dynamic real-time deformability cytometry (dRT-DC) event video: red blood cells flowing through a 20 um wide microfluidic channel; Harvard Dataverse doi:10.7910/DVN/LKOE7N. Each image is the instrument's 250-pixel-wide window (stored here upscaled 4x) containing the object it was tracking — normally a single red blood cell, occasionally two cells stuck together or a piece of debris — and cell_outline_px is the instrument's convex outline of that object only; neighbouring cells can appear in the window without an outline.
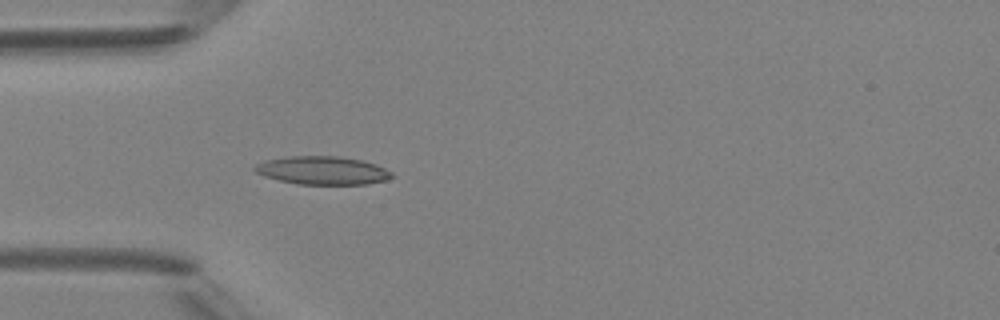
{"species": "Egyptian fruit bat (a non-hibernating species)", "species_latin": "Rousettus aegyptiacus", "temperature_condition": "room temperature", "stored_images_in_passage": 5, "camera_frame_rate_fps": 3000, "um_per_image_px": 0.085, "animal": {"sex": "female"}, "frame": {"image": 1, "passage_image": 5, "time_ms": 4.667, "image_size_px": [1000, 320], "cell_outline_px": [[396, 176], [388, 180], [368, 184], [296, 184], [264, 176], [256, 172], [252, 168], [256, 164], [264, 160], [292, 156], [340, 156], [360, 160], [376, 164], [392, 172]], "centroid_in_image_um": [27.44, 14.49], "position_along_channel_um": 57.6, "area_um2": 22.66}}